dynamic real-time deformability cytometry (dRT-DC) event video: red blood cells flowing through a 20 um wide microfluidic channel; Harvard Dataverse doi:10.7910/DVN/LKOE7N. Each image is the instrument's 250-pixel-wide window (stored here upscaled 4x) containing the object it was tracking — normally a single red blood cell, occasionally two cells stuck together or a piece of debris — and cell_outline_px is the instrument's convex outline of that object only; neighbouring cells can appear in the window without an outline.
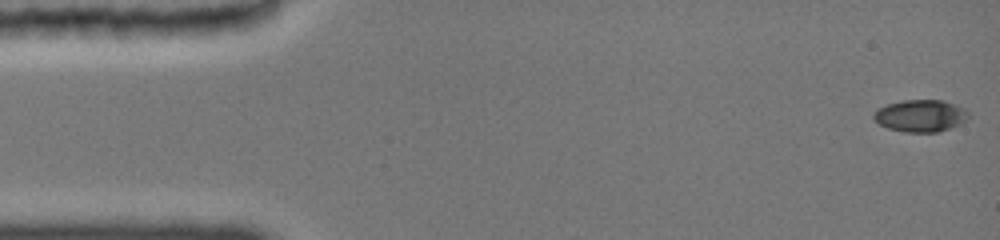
{"species": "common noctule bat (a hibernating species)", "species_latin": "Nyctalus noctula", "temperature_condition": "cold", "stored_images_in_passage": 39, "camera_frame_rate_fps": 3000, "um_per_image_px": 0.085, "animal": {"sex": "female", "body_mass_g": 19.0, "forearm_length_mm": 51.5}, "frame": {"image": 1, "passage_image": 1, "time_ms": 0.0, "image_size_px": [1000, 240], "cell_outline_px": [[968, 116], [964, 120], [948, 128], [936, 132], [908, 132], [888, 128], [880, 124], [872, 116], [880, 108], [888, 104], [900, 100], [944, 100], [964, 108], [968, 112]], "centroid_in_image_um": [78.23, 9.82], "position_along_channel_um": 6.8, "area_um2": 17.28}}
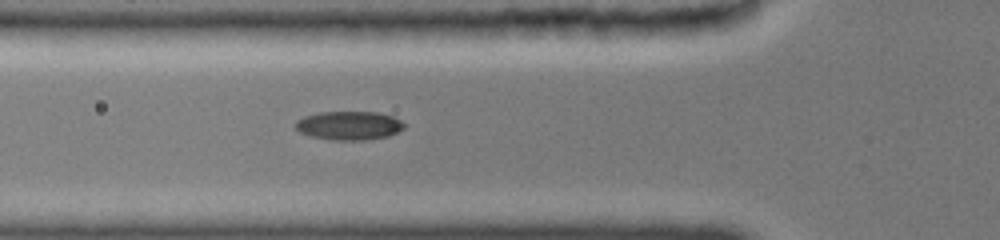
{"frame": {"image": 2, "passage_image": 16, "time_ms": 5.333, "image_size_px": [1000, 240], "cell_outline_px": [[404, 128], [388, 136], [360, 140], [332, 140], [312, 136], [300, 132], [296, 128], [296, 120], [304, 116], [320, 112], [376, 112], [392, 116], [400, 120], [404, 124]], "centroid_in_image_um": [29.65, 10.66], "position_along_channel_um": 96.1, "area_um2": 17.98}}
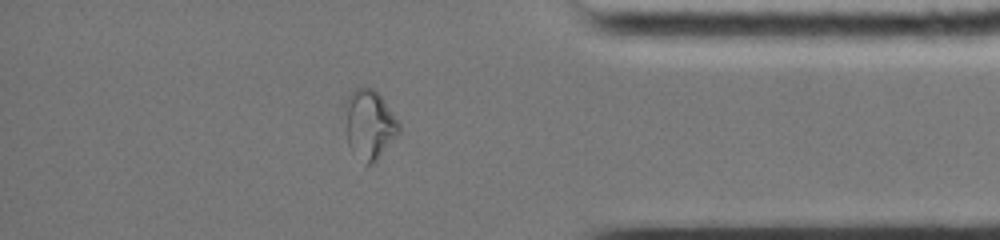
{"frame": {"image": 3, "passage_image": 32, "time_ms": 13.333, "image_size_px": [1000, 240], "cell_outline_px": [[400, 132], [376, 160], [372, 164], [364, 164], [348, 144], [348, 96], [356, 88], [372, 88], [380, 96], [400, 124]], "centroid_in_image_um": [31.45, 10.6], "position_along_channel_um": 403.8, "area_um2": 20.58}, "authors_computed_cell_mechanics": {"area_um2": 17.1666, "velocity_mm_per_s": 3.9768, "shape_relaxation_time_tau1_ms": null, "shape_relaxation_time_tau2_ms": 5.1554, "deformation_change_tau1": null, "deformation_change_tau2": 0.0702}}